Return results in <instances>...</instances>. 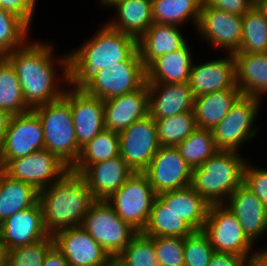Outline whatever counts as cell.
Returning a JSON list of instances; mask_svg holds the SVG:
<instances>
[{
    "label": "cell",
    "mask_w": 267,
    "mask_h": 266,
    "mask_svg": "<svg viewBox=\"0 0 267 266\" xmlns=\"http://www.w3.org/2000/svg\"><path fill=\"white\" fill-rule=\"evenodd\" d=\"M102 23L81 46L68 51L69 86L73 89H83L101 69L127 62L137 52L136 38Z\"/></svg>",
    "instance_id": "obj_2"
},
{
    "label": "cell",
    "mask_w": 267,
    "mask_h": 266,
    "mask_svg": "<svg viewBox=\"0 0 267 266\" xmlns=\"http://www.w3.org/2000/svg\"><path fill=\"white\" fill-rule=\"evenodd\" d=\"M4 58H5V56H4L2 53H0V62H1Z\"/></svg>",
    "instance_id": "obj_54"
},
{
    "label": "cell",
    "mask_w": 267,
    "mask_h": 266,
    "mask_svg": "<svg viewBox=\"0 0 267 266\" xmlns=\"http://www.w3.org/2000/svg\"><path fill=\"white\" fill-rule=\"evenodd\" d=\"M120 156L119 133L104 129L81 148L71 171L81 174L89 165Z\"/></svg>",
    "instance_id": "obj_33"
},
{
    "label": "cell",
    "mask_w": 267,
    "mask_h": 266,
    "mask_svg": "<svg viewBox=\"0 0 267 266\" xmlns=\"http://www.w3.org/2000/svg\"><path fill=\"white\" fill-rule=\"evenodd\" d=\"M120 156L133 172H144L161 147L155 120L148 114L119 132Z\"/></svg>",
    "instance_id": "obj_13"
},
{
    "label": "cell",
    "mask_w": 267,
    "mask_h": 266,
    "mask_svg": "<svg viewBox=\"0 0 267 266\" xmlns=\"http://www.w3.org/2000/svg\"><path fill=\"white\" fill-rule=\"evenodd\" d=\"M97 1H98V4H100L99 7L108 9L117 0H97Z\"/></svg>",
    "instance_id": "obj_52"
},
{
    "label": "cell",
    "mask_w": 267,
    "mask_h": 266,
    "mask_svg": "<svg viewBox=\"0 0 267 266\" xmlns=\"http://www.w3.org/2000/svg\"><path fill=\"white\" fill-rule=\"evenodd\" d=\"M202 231L216 252L232 253L250 261L256 250L237 217L224 204L210 205Z\"/></svg>",
    "instance_id": "obj_9"
},
{
    "label": "cell",
    "mask_w": 267,
    "mask_h": 266,
    "mask_svg": "<svg viewBox=\"0 0 267 266\" xmlns=\"http://www.w3.org/2000/svg\"><path fill=\"white\" fill-rule=\"evenodd\" d=\"M45 149L43 126L38 115L30 111L10 117L0 146V169L10 160Z\"/></svg>",
    "instance_id": "obj_12"
},
{
    "label": "cell",
    "mask_w": 267,
    "mask_h": 266,
    "mask_svg": "<svg viewBox=\"0 0 267 266\" xmlns=\"http://www.w3.org/2000/svg\"><path fill=\"white\" fill-rule=\"evenodd\" d=\"M63 98L70 104L77 143L82 148L105 129L104 100L71 86Z\"/></svg>",
    "instance_id": "obj_16"
},
{
    "label": "cell",
    "mask_w": 267,
    "mask_h": 266,
    "mask_svg": "<svg viewBox=\"0 0 267 266\" xmlns=\"http://www.w3.org/2000/svg\"><path fill=\"white\" fill-rule=\"evenodd\" d=\"M203 4L238 16L245 15L255 4V0H203Z\"/></svg>",
    "instance_id": "obj_45"
},
{
    "label": "cell",
    "mask_w": 267,
    "mask_h": 266,
    "mask_svg": "<svg viewBox=\"0 0 267 266\" xmlns=\"http://www.w3.org/2000/svg\"><path fill=\"white\" fill-rule=\"evenodd\" d=\"M247 160L244 153L218 150L200 167L192 169L191 187L209 205L225 204L228 197L243 184Z\"/></svg>",
    "instance_id": "obj_4"
},
{
    "label": "cell",
    "mask_w": 267,
    "mask_h": 266,
    "mask_svg": "<svg viewBox=\"0 0 267 266\" xmlns=\"http://www.w3.org/2000/svg\"><path fill=\"white\" fill-rule=\"evenodd\" d=\"M214 249L203 231L184 238V266H208Z\"/></svg>",
    "instance_id": "obj_41"
},
{
    "label": "cell",
    "mask_w": 267,
    "mask_h": 266,
    "mask_svg": "<svg viewBox=\"0 0 267 266\" xmlns=\"http://www.w3.org/2000/svg\"><path fill=\"white\" fill-rule=\"evenodd\" d=\"M153 243L159 266H184V238L156 236Z\"/></svg>",
    "instance_id": "obj_42"
},
{
    "label": "cell",
    "mask_w": 267,
    "mask_h": 266,
    "mask_svg": "<svg viewBox=\"0 0 267 266\" xmlns=\"http://www.w3.org/2000/svg\"><path fill=\"white\" fill-rule=\"evenodd\" d=\"M107 266H125L117 258H111Z\"/></svg>",
    "instance_id": "obj_53"
},
{
    "label": "cell",
    "mask_w": 267,
    "mask_h": 266,
    "mask_svg": "<svg viewBox=\"0 0 267 266\" xmlns=\"http://www.w3.org/2000/svg\"><path fill=\"white\" fill-rule=\"evenodd\" d=\"M0 110L11 116L31 110L24 101L15 68L6 58L0 62Z\"/></svg>",
    "instance_id": "obj_34"
},
{
    "label": "cell",
    "mask_w": 267,
    "mask_h": 266,
    "mask_svg": "<svg viewBox=\"0 0 267 266\" xmlns=\"http://www.w3.org/2000/svg\"><path fill=\"white\" fill-rule=\"evenodd\" d=\"M181 29L180 26L153 22L137 39V51L145 68L157 57L176 51L187 43Z\"/></svg>",
    "instance_id": "obj_24"
},
{
    "label": "cell",
    "mask_w": 267,
    "mask_h": 266,
    "mask_svg": "<svg viewBox=\"0 0 267 266\" xmlns=\"http://www.w3.org/2000/svg\"><path fill=\"white\" fill-rule=\"evenodd\" d=\"M10 178L41 191L58 181L69 168L47 149L10 160L2 169Z\"/></svg>",
    "instance_id": "obj_14"
},
{
    "label": "cell",
    "mask_w": 267,
    "mask_h": 266,
    "mask_svg": "<svg viewBox=\"0 0 267 266\" xmlns=\"http://www.w3.org/2000/svg\"><path fill=\"white\" fill-rule=\"evenodd\" d=\"M146 82V69L138 51L127 61L101 69L83 88L89 95L108 100L139 89Z\"/></svg>",
    "instance_id": "obj_10"
},
{
    "label": "cell",
    "mask_w": 267,
    "mask_h": 266,
    "mask_svg": "<svg viewBox=\"0 0 267 266\" xmlns=\"http://www.w3.org/2000/svg\"><path fill=\"white\" fill-rule=\"evenodd\" d=\"M11 115L7 112L0 110V146L3 141V137L8 126Z\"/></svg>",
    "instance_id": "obj_49"
},
{
    "label": "cell",
    "mask_w": 267,
    "mask_h": 266,
    "mask_svg": "<svg viewBox=\"0 0 267 266\" xmlns=\"http://www.w3.org/2000/svg\"><path fill=\"white\" fill-rule=\"evenodd\" d=\"M241 95L240 89H226L196 96L193 113L197 128L212 130Z\"/></svg>",
    "instance_id": "obj_29"
},
{
    "label": "cell",
    "mask_w": 267,
    "mask_h": 266,
    "mask_svg": "<svg viewBox=\"0 0 267 266\" xmlns=\"http://www.w3.org/2000/svg\"><path fill=\"white\" fill-rule=\"evenodd\" d=\"M114 9V17L105 23L116 31L132 35L138 39L153 23L152 0H117L109 9Z\"/></svg>",
    "instance_id": "obj_26"
},
{
    "label": "cell",
    "mask_w": 267,
    "mask_h": 266,
    "mask_svg": "<svg viewBox=\"0 0 267 266\" xmlns=\"http://www.w3.org/2000/svg\"><path fill=\"white\" fill-rule=\"evenodd\" d=\"M42 266H70L62 252L53 244L46 252Z\"/></svg>",
    "instance_id": "obj_47"
},
{
    "label": "cell",
    "mask_w": 267,
    "mask_h": 266,
    "mask_svg": "<svg viewBox=\"0 0 267 266\" xmlns=\"http://www.w3.org/2000/svg\"><path fill=\"white\" fill-rule=\"evenodd\" d=\"M148 114L146 82L133 92L104 100V124L107 130L119 133Z\"/></svg>",
    "instance_id": "obj_21"
},
{
    "label": "cell",
    "mask_w": 267,
    "mask_h": 266,
    "mask_svg": "<svg viewBox=\"0 0 267 266\" xmlns=\"http://www.w3.org/2000/svg\"><path fill=\"white\" fill-rule=\"evenodd\" d=\"M53 239L70 266H107L111 259L81 226L60 230Z\"/></svg>",
    "instance_id": "obj_17"
},
{
    "label": "cell",
    "mask_w": 267,
    "mask_h": 266,
    "mask_svg": "<svg viewBox=\"0 0 267 266\" xmlns=\"http://www.w3.org/2000/svg\"><path fill=\"white\" fill-rule=\"evenodd\" d=\"M267 52V19L259 7L254 6L243 15L242 41L236 53Z\"/></svg>",
    "instance_id": "obj_35"
},
{
    "label": "cell",
    "mask_w": 267,
    "mask_h": 266,
    "mask_svg": "<svg viewBox=\"0 0 267 266\" xmlns=\"http://www.w3.org/2000/svg\"><path fill=\"white\" fill-rule=\"evenodd\" d=\"M224 205L237 217L248 238L259 247V240L261 242L267 235V208L264 204L242 184Z\"/></svg>",
    "instance_id": "obj_20"
},
{
    "label": "cell",
    "mask_w": 267,
    "mask_h": 266,
    "mask_svg": "<svg viewBox=\"0 0 267 266\" xmlns=\"http://www.w3.org/2000/svg\"><path fill=\"white\" fill-rule=\"evenodd\" d=\"M259 248L257 247L251 256L249 266H267V245Z\"/></svg>",
    "instance_id": "obj_48"
},
{
    "label": "cell",
    "mask_w": 267,
    "mask_h": 266,
    "mask_svg": "<svg viewBox=\"0 0 267 266\" xmlns=\"http://www.w3.org/2000/svg\"><path fill=\"white\" fill-rule=\"evenodd\" d=\"M247 160L243 171V185L267 208V167L255 166Z\"/></svg>",
    "instance_id": "obj_43"
},
{
    "label": "cell",
    "mask_w": 267,
    "mask_h": 266,
    "mask_svg": "<svg viewBox=\"0 0 267 266\" xmlns=\"http://www.w3.org/2000/svg\"><path fill=\"white\" fill-rule=\"evenodd\" d=\"M81 227L110 255L116 258L138 233L123 221L106 200H96L84 216Z\"/></svg>",
    "instance_id": "obj_7"
},
{
    "label": "cell",
    "mask_w": 267,
    "mask_h": 266,
    "mask_svg": "<svg viewBox=\"0 0 267 266\" xmlns=\"http://www.w3.org/2000/svg\"><path fill=\"white\" fill-rule=\"evenodd\" d=\"M255 4L259 7L267 19V0H255Z\"/></svg>",
    "instance_id": "obj_51"
},
{
    "label": "cell",
    "mask_w": 267,
    "mask_h": 266,
    "mask_svg": "<svg viewBox=\"0 0 267 266\" xmlns=\"http://www.w3.org/2000/svg\"><path fill=\"white\" fill-rule=\"evenodd\" d=\"M38 201L39 191L25 182L10 178L0 169V224Z\"/></svg>",
    "instance_id": "obj_30"
},
{
    "label": "cell",
    "mask_w": 267,
    "mask_h": 266,
    "mask_svg": "<svg viewBox=\"0 0 267 266\" xmlns=\"http://www.w3.org/2000/svg\"><path fill=\"white\" fill-rule=\"evenodd\" d=\"M236 84L242 95L263 101L267 95V52L234 53Z\"/></svg>",
    "instance_id": "obj_27"
},
{
    "label": "cell",
    "mask_w": 267,
    "mask_h": 266,
    "mask_svg": "<svg viewBox=\"0 0 267 266\" xmlns=\"http://www.w3.org/2000/svg\"><path fill=\"white\" fill-rule=\"evenodd\" d=\"M208 266H249V261L239 255L214 251Z\"/></svg>",
    "instance_id": "obj_46"
},
{
    "label": "cell",
    "mask_w": 267,
    "mask_h": 266,
    "mask_svg": "<svg viewBox=\"0 0 267 266\" xmlns=\"http://www.w3.org/2000/svg\"><path fill=\"white\" fill-rule=\"evenodd\" d=\"M262 102L259 98L244 95L237 99L222 121L211 130L218 150L242 153L246 143L258 136L260 127L256 121Z\"/></svg>",
    "instance_id": "obj_6"
},
{
    "label": "cell",
    "mask_w": 267,
    "mask_h": 266,
    "mask_svg": "<svg viewBox=\"0 0 267 266\" xmlns=\"http://www.w3.org/2000/svg\"><path fill=\"white\" fill-rule=\"evenodd\" d=\"M194 230L166 204L156 196L150 211V216L145 228L144 235L149 237L167 236L185 238Z\"/></svg>",
    "instance_id": "obj_31"
},
{
    "label": "cell",
    "mask_w": 267,
    "mask_h": 266,
    "mask_svg": "<svg viewBox=\"0 0 267 266\" xmlns=\"http://www.w3.org/2000/svg\"><path fill=\"white\" fill-rule=\"evenodd\" d=\"M53 244V236L49 235L36 243L8 250L7 266H42L44 256Z\"/></svg>",
    "instance_id": "obj_40"
},
{
    "label": "cell",
    "mask_w": 267,
    "mask_h": 266,
    "mask_svg": "<svg viewBox=\"0 0 267 266\" xmlns=\"http://www.w3.org/2000/svg\"><path fill=\"white\" fill-rule=\"evenodd\" d=\"M154 120L160 146L176 147L197 128L193 112Z\"/></svg>",
    "instance_id": "obj_37"
},
{
    "label": "cell",
    "mask_w": 267,
    "mask_h": 266,
    "mask_svg": "<svg viewBox=\"0 0 267 266\" xmlns=\"http://www.w3.org/2000/svg\"><path fill=\"white\" fill-rule=\"evenodd\" d=\"M96 201L85 179L70 169L56 182L39 192L44 225L50 235L81 226Z\"/></svg>",
    "instance_id": "obj_3"
},
{
    "label": "cell",
    "mask_w": 267,
    "mask_h": 266,
    "mask_svg": "<svg viewBox=\"0 0 267 266\" xmlns=\"http://www.w3.org/2000/svg\"><path fill=\"white\" fill-rule=\"evenodd\" d=\"M194 231H202L210 205L191 187L157 195Z\"/></svg>",
    "instance_id": "obj_28"
},
{
    "label": "cell",
    "mask_w": 267,
    "mask_h": 266,
    "mask_svg": "<svg viewBox=\"0 0 267 266\" xmlns=\"http://www.w3.org/2000/svg\"><path fill=\"white\" fill-rule=\"evenodd\" d=\"M38 0H0V9L9 11L22 18L31 28Z\"/></svg>",
    "instance_id": "obj_44"
},
{
    "label": "cell",
    "mask_w": 267,
    "mask_h": 266,
    "mask_svg": "<svg viewBox=\"0 0 267 266\" xmlns=\"http://www.w3.org/2000/svg\"><path fill=\"white\" fill-rule=\"evenodd\" d=\"M156 196L147 176L143 172H133L106 201L123 221L142 232Z\"/></svg>",
    "instance_id": "obj_8"
},
{
    "label": "cell",
    "mask_w": 267,
    "mask_h": 266,
    "mask_svg": "<svg viewBox=\"0 0 267 266\" xmlns=\"http://www.w3.org/2000/svg\"><path fill=\"white\" fill-rule=\"evenodd\" d=\"M125 266H159L153 237L138 232L116 257Z\"/></svg>",
    "instance_id": "obj_39"
},
{
    "label": "cell",
    "mask_w": 267,
    "mask_h": 266,
    "mask_svg": "<svg viewBox=\"0 0 267 266\" xmlns=\"http://www.w3.org/2000/svg\"><path fill=\"white\" fill-rule=\"evenodd\" d=\"M149 115L153 119L193 112L195 96L189 83H147Z\"/></svg>",
    "instance_id": "obj_22"
},
{
    "label": "cell",
    "mask_w": 267,
    "mask_h": 266,
    "mask_svg": "<svg viewBox=\"0 0 267 266\" xmlns=\"http://www.w3.org/2000/svg\"><path fill=\"white\" fill-rule=\"evenodd\" d=\"M7 248L0 240V266H7Z\"/></svg>",
    "instance_id": "obj_50"
},
{
    "label": "cell",
    "mask_w": 267,
    "mask_h": 266,
    "mask_svg": "<svg viewBox=\"0 0 267 266\" xmlns=\"http://www.w3.org/2000/svg\"><path fill=\"white\" fill-rule=\"evenodd\" d=\"M190 43L154 59L146 69V83H189L194 61Z\"/></svg>",
    "instance_id": "obj_25"
},
{
    "label": "cell",
    "mask_w": 267,
    "mask_h": 266,
    "mask_svg": "<svg viewBox=\"0 0 267 266\" xmlns=\"http://www.w3.org/2000/svg\"><path fill=\"white\" fill-rule=\"evenodd\" d=\"M176 148L191 169L200 167L218 151L212 131L204 128H196Z\"/></svg>",
    "instance_id": "obj_36"
},
{
    "label": "cell",
    "mask_w": 267,
    "mask_h": 266,
    "mask_svg": "<svg viewBox=\"0 0 267 266\" xmlns=\"http://www.w3.org/2000/svg\"><path fill=\"white\" fill-rule=\"evenodd\" d=\"M143 173L156 195L191 186L192 169L176 147L161 146Z\"/></svg>",
    "instance_id": "obj_15"
},
{
    "label": "cell",
    "mask_w": 267,
    "mask_h": 266,
    "mask_svg": "<svg viewBox=\"0 0 267 266\" xmlns=\"http://www.w3.org/2000/svg\"><path fill=\"white\" fill-rule=\"evenodd\" d=\"M47 40L31 38L5 57L15 68L30 109L62 98L69 86L68 52L57 57V45Z\"/></svg>",
    "instance_id": "obj_1"
},
{
    "label": "cell",
    "mask_w": 267,
    "mask_h": 266,
    "mask_svg": "<svg viewBox=\"0 0 267 266\" xmlns=\"http://www.w3.org/2000/svg\"><path fill=\"white\" fill-rule=\"evenodd\" d=\"M32 110L42 123L45 149L71 169L81 148L77 143L70 104L62 97Z\"/></svg>",
    "instance_id": "obj_5"
},
{
    "label": "cell",
    "mask_w": 267,
    "mask_h": 266,
    "mask_svg": "<svg viewBox=\"0 0 267 266\" xmlns=\"http://www.w3.org/2000/svg\"><path fill=\"white\" fill-rule=\"evenodd\" d=\"M31 27L19 16L0 9V53L5 57L31 38Z\"/></svg>",
    "instance_id": "obj_38"
},
{
    "label": "cell",
    "mask_w": 267,
    "mask_h": 266,
    "mask_svg": "<svg viewBox=\"0 0 267 266\" xmlns=\"http://www.w3.org/2000/svg\"><path fill=\"white\" fill-rule=\"evenodd\" d=\"M215 59H205L199 64L193 61L189 86L193 95L200 96L207 93L226 89H239L236 84L235 61L233 54Z\"/></svg>",
    "instance_id": "obj_18"
},
{
    "label": "cell",
    "mask_w": 267,
    "mask_h": 266,
    "mask_svg": "<svg viewBox=\"0 0 267 266\" xmlns=\"http://www.w3.org/2000/svg\"><path fill=\"white\" fill-rule=\"evenodd\" d=\"M49 235L39 201L30 208L16 212L0 224V240L7 251L36 243Z\"/></svg>",
    "instance_id": "obj_19"
},
{
    "label": "cell",
    "mask_w": 267,
    "mask_h": 266,
    "mask_svg": "<svg viewBox=\"0 0 267 266\" xmlns=\"http://www.w3.org/2000/svg\"><path fill=\"white\" fill-rule=\"evenodd\" d=\"M121 156L89 165L80 175L96 200H107L132 175Z\"/></svg>",
    "instance_id": "obj_23"
},
{
    "label": "cell",
    "mask_w": 267,
    "mask_h": 266,
    "mask_svg": "<svg viewBox=\"0 0 267 266\" xmlns=\"http://www.w3.org/2000/svg\"><path fill=\"white\" fill-rule=\"evenodd\" d=\"M203 0H152L153 22L196 29ZM185 24V25H184Z\"/></svg>",
    "instance_id": "obj_32"
},
{
    "label": "cell",
    "mask_w": 267,
    "mask_h": 266,
    "mask_svg": "<svg viewBox=\"0 0 267 266\" xmlns=\"http://www.w3.org/2000/svg\"><path fill=\"white\" fill-rule=\"evenodd\" d=\"M201 41L219 52L234 54L242 41L243 16L220 11L202 4L198 24L194 29Z\"/></svg>",
    "instance_id": "obj_11"
}]
</instances>
